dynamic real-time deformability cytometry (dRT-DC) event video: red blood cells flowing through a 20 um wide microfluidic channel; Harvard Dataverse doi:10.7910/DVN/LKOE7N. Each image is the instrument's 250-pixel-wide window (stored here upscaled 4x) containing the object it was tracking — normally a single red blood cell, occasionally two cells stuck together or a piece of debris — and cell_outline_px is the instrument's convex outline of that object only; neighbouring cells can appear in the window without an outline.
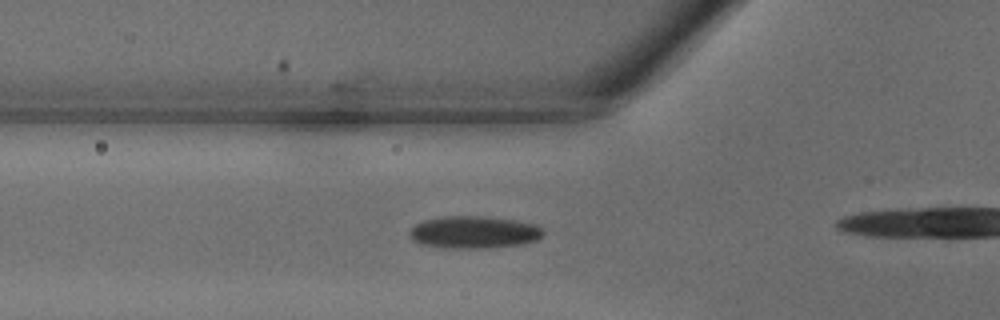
{"species": "common noctule bat (a hibernating species)", "species_latin": "Nyctalus noctula", "temperature_condition": "warm", "stored_images_in_passage": 16, "camera_frame_rate_fps": 3000, "um_per_image_px": 0.085, "animal": {"sex": "male", "body_mass_g": 18.8}, "frame": {"image": 1, "passage_image": 12, "time_ms": 3.667, "image_size_px": [1000, 320], "cell_outline_px": [[544, 232], [536, 240], [524, 244], [488, 248], [444, 248], [420, 244], [412, 240], [408, 232], [416, 224], [424, 220], [444, 216], [480, 216], [516, 220], [536, 224], [544, 228]], "centroid_in_image_um": [40.29, 19.74], "position_along_channel_um": 85.5, "area_um2": 25.37}}
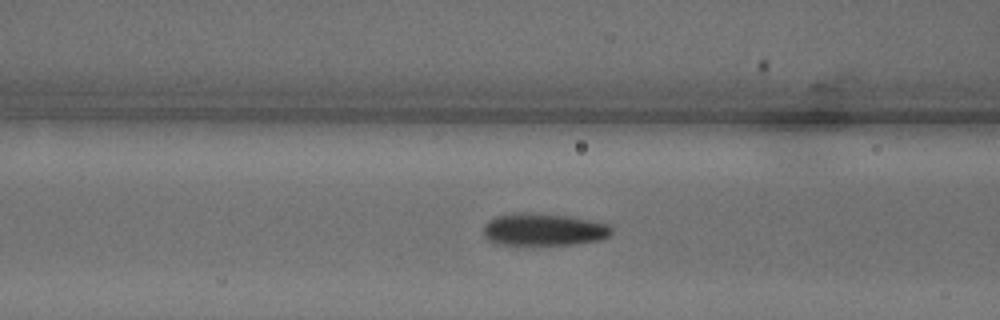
{"frame": {"image": 2, "passage_image": 14, "time_ms": 4.333, "image_size_px": [1000, 320], "cell_outline_px": [[612, 232], [608, 236], [600, 240], [576, 244], [496, 244], [488, 240], [484, 236], [484, 224], [488, 220], [496, 216], [520, 212], [528, 212], [572, 216], [592, 220], [608, 224], [612, 228]], "centroid_in_image_um": [46.21, 19.49], "position_along_channel_um": 120.4, "area_um2": 24.28}}